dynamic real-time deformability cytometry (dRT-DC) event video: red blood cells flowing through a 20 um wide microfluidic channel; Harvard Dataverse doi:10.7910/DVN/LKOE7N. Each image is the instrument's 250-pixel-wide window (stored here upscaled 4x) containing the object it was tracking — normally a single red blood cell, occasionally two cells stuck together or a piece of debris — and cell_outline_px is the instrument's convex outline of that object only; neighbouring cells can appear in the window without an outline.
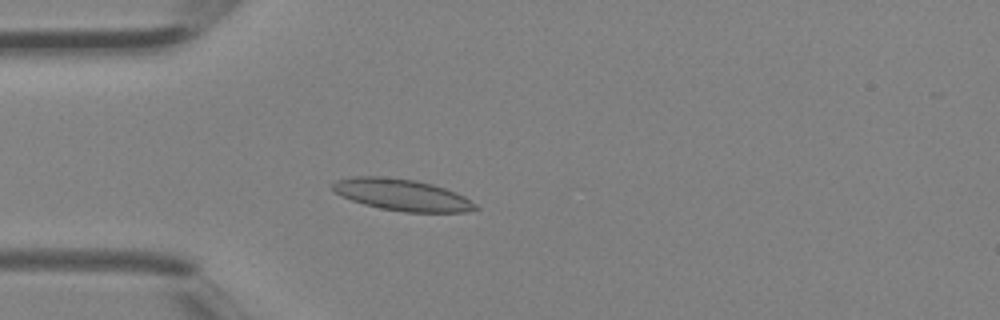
{"species": "Egyptian fruit bat (a non-hibernating species)", "species_latin": "Rousettus aegyptiacus", "temperature_condition": "room temperature", "stored_images_in_passage": 3, "camera_frame_rate_fps": 3000, "um_per_image_px": 0.085, "animal": {"sex": "female"}, "frame": {"image": 1, "passage_image": 3, "time_ms": 0.667, "image_size_px": [1000, 320], "cell_outline_px": [[480, 208], [468, 212], [404, 212], [380, 208], [364, 204], [352, 200], [336, 192], [332, 188], [332, 184], [336, 180], [356, 176], [380, 176], [412, 180], [432, 184], [456, 192], [464, 196], [476, 204]], "centroid_in_image_um": [34.2, 16.57], "position_along_channel_um": 50.8, "area_um2": 26.07}}